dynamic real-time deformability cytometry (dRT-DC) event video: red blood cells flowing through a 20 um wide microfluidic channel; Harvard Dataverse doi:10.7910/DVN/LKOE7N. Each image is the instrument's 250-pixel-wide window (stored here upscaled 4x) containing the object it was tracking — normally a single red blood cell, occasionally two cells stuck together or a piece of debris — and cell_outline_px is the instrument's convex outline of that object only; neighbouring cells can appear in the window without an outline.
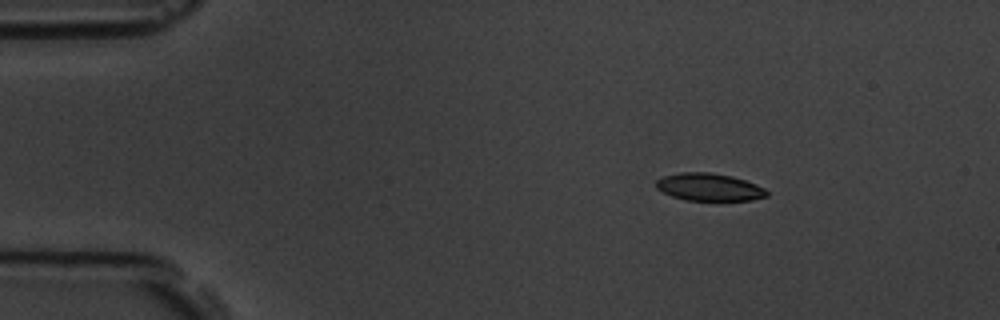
{"species": "common noctule bat (a hibernating species)", "species_latin": "Nyctalus noctula", "temperature_condition": "room temperature", "stored_images_in_passage": 14, "camera_frame_rate_fps": 3000, "um_per_image_px": 0.085, "animal": {"sex": "male", "body_mass_g": 19.5, "forearm_length_mm": 54.6}, "frame": {"image": 1, "passage_image": 2, "time_ms": 1.333, "image_size_px": [1000, 320], "cell_outline_px": [[768, 196], [752, 200], [684, 200], [672, 196], [656, 188], [656, 180], [664, 176], [680, 172], [712, 172], [732, 176], [756, 184], [764, 188], [768, 192]], "centroid_in_image_um": [60.28, 15.9], "position_along_channel_um": 24.7, "area_um2": 17.74}}
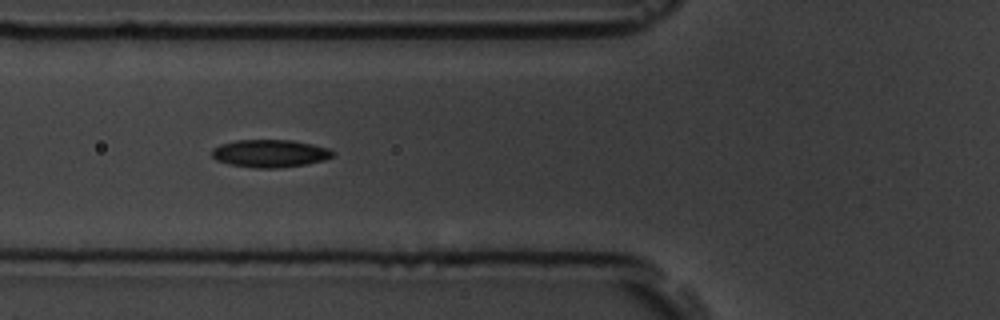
{"frame": {"image": 2, "passage_image": 5, "time_ms": 5.333, "image_size_px": [1000, 320], "cell_outline_px": [[336, 152], [332, 156], [324, 160], [304, 164], [276, 168], [256, 168], [228, 164], [216, 160], [212, 156], [212, 148], [220, 144], [236, 140], [292, 140], [312, 144], [328, 148]], "centroid_in_image_um": [22.92, 13.03], "position_along_channel_um": 102.9, "area_um2": 19.48}}
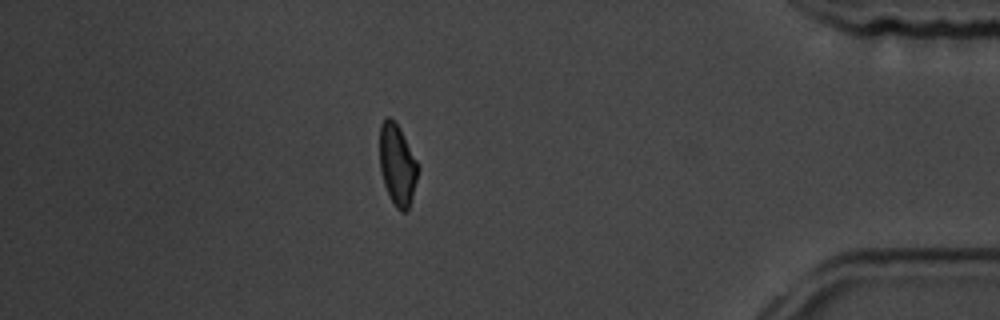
{"frame": {"image": 3, "passage_image": 13, "time_ms": 14.333, "image_size_px": [1000, 320], "cell_outline_px": [[420, 168], [412, 196], [408, 208], [404, 212], [400, 212], [396, 208], [384, 184], [380, 168], [380, 124], [384, 116], [388, 116], [396, 120]], "centroid_in_image_um": [33.77, 13.95], "position_along_channel_um": 401.4, "area_um2": 18.09}, "authors_computed_cell_mechanics": {"area_um2": 18.6983, "velocity_mm_per_s": 3.7719, "shape_relaxation_time_tau1_ms": 4.3917, "shape_relaxation_time_tau2_ms": null, "deformation_change_tau1": 0.1158, "deformation_change_tau2": null}}